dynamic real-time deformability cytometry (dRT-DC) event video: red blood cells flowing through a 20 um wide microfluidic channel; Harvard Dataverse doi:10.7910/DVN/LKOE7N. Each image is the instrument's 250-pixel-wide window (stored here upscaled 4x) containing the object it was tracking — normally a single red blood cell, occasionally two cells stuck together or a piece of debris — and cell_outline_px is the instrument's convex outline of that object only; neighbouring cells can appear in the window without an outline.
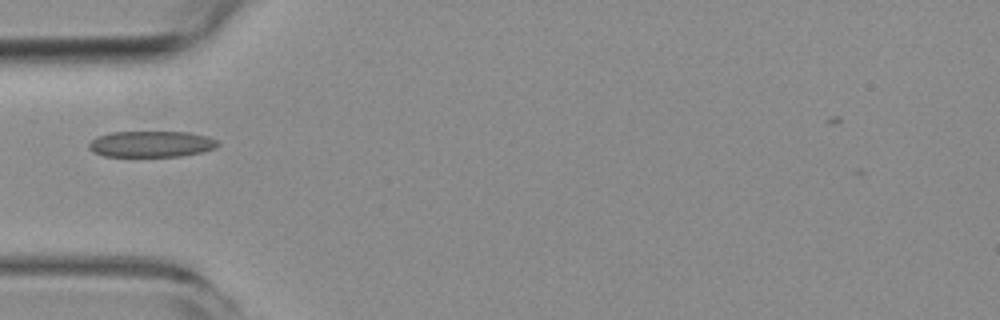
{"species": "common noctule bat (a hibernating species)", "species_latin": "Nyctalus noctula", "temperature_condition": "room temperature", "stored_images_in_passage": 1, "camera_frame_rate_fps": 3000, "um_per_image_px": 0.085, "animal": {"sex": "female", "body_mass_g": 19.3, "forearm_length_mm": 54.1}, "frame": {"image": 1, "passage_image": 1, "time_ms": 0.0, "image_size_px": [1000, 320], "cell_outline_px": [[220, 144], [216, 148], [200, 152], [180, 156], [104, 156], [92, 152], [88, 148], [88, 144], [92, 140], [108, 132], [188, 132], [208, 136], [216, 140]], "centroid_in_image_um": [12.85, 12.24], "position_along_channel_um": 72.1, "area_um2": 19.59}}